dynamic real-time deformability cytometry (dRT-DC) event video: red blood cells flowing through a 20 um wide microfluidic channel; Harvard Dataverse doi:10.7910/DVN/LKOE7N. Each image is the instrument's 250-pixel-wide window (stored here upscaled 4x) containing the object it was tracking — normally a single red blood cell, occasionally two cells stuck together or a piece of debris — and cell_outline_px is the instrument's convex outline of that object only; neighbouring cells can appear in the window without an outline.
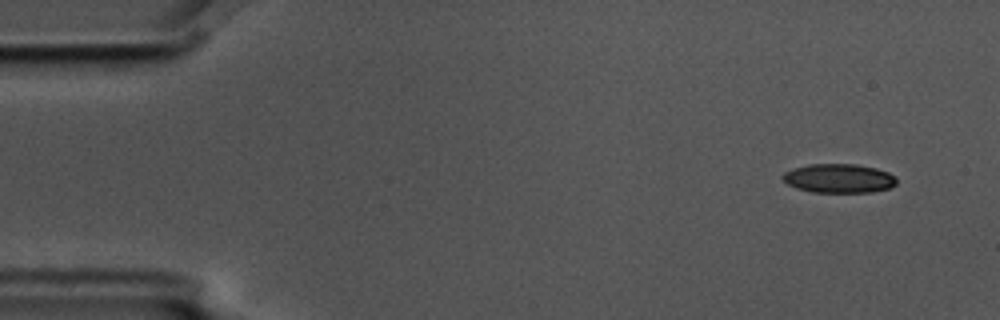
{"species": "common noctule bat (a hibernating species)", "species_latin": "Nyctalus noctula", "temperature_condition": "cold", "stored_images_in_passage": 5, "camera_frame_rate_fps": 3000, "um_per_image_px": 0.085, "animal": {"sex": "male", "body_mass_g": 17.5, "forearm_length_mm": 52.3}, "frame": {"image": 1, "passage_image": 1, "time_ms": 0.0, "image_size_px": [1000, 320], "cell_outline_px": [[896, 184], [892, 188], [872, 192], [812, 192], [796, 188], [788, 184], [780, 176], [784, 172], [792, 168], [808, 164], [856, 164], [876, 168], [888, 172], [896, 176]], "centroid_in_image_um": [71.31, 15.16], "position_along_channel_um": 13.7, "area_um2": 19.48}}
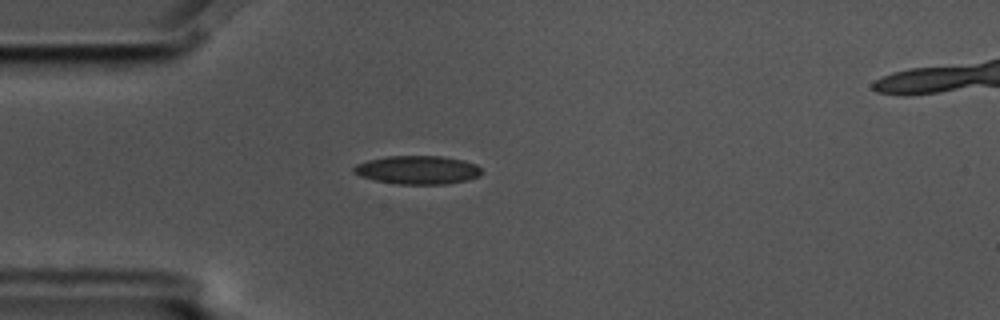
{"frame": {"image": 2, "passage_image": 4, "time_ms": 1.0, "image_size_px": [1000, 320], "cell_outline_px": [[480, 176], [468, 180], [448, 184], [396, 184], [376, 180], [360, 176], [352, 172], [352, 168], [356, 164], [368, 160], [388, 156], [440, 156], [464, 160], [476, 164], [480, 168]], "centroid_in_image_um": [35.49, 14.45], "position_along_channel_um": 49.5, "area_um2": 21.27}}